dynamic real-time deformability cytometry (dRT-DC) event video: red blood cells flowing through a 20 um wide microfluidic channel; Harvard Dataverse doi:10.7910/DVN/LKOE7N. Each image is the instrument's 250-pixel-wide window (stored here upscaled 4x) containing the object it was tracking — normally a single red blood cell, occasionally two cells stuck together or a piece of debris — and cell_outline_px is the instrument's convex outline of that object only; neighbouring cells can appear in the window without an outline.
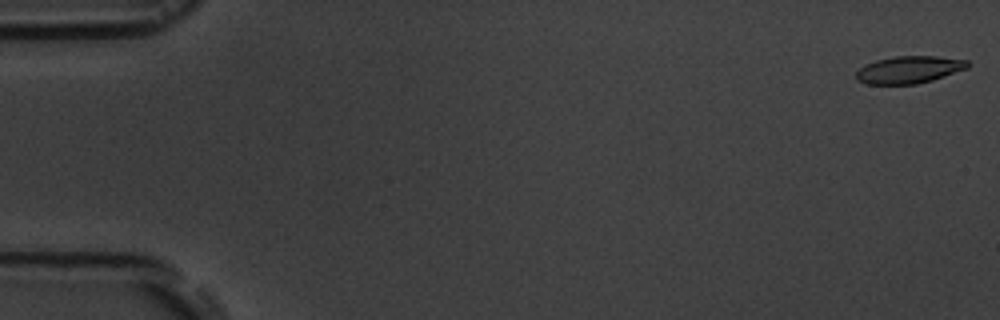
{"species": "common noctule bat (a hibernating species)", "species_latin": "Nyctalus noctula", "temperature_condition": "room temperature", "stored_images_in_passage": 5, "camera_frame_rate_fps": 3000, "um_per_image_px": 0.085, "animal": {"sex": "male", "body_mass_g": 19.5, "forearm_length_mm": 54.6}, "frame": {"image": 1, "passage_image": 1, "time_ms": 0.0, "image_size_px": [1000, 320], "cell_outline_px": [[968, 68], [932, 80], [916, 84], [868, 84], [856, 80], [856, 72], [864, 64], [876, 60], [896, 56], [936, 56], [968, 60]], "centroid_in_image_um": [77.25, 5.92], "position_along_channel_um": 7.8, "area_um2": 17.69}}
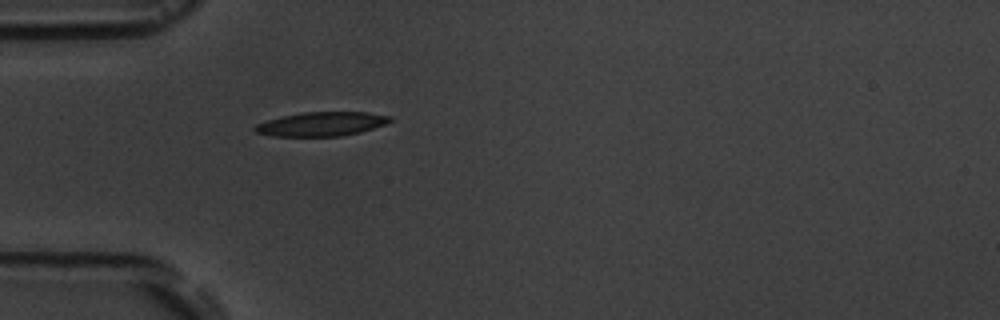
{"frame": {"image": 2, "passage_image": 5, "time_ms": 5.333, "image_size_px": [1000, 320], "cell_outline_px": [[392, 120], [384, 124], [360, 132], [340, 136], [272, 136], [256, 132], [252, 128], [256, 124], [268, 120], [300, 112], [368, 112], [392, 116]], "centroid_in_image_um": [27.32, 10.53], "position_along_channel_um": 57.7, "area_um2": 18.84}}